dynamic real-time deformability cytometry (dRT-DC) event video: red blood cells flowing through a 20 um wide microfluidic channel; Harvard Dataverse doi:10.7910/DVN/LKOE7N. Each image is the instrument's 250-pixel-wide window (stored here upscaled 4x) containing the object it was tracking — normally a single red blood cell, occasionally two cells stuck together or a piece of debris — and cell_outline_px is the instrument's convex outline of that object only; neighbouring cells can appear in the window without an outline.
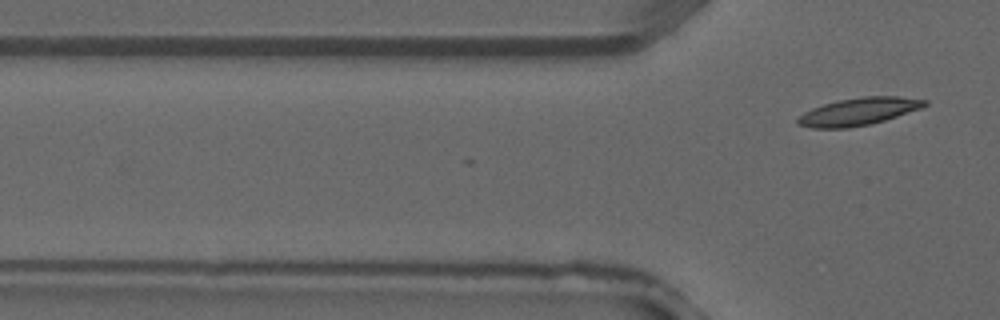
{"species": "common noctule bat (a hibernating species)", "species_latin": "Nyctalus noctula", "temperature_condition": "warm", "stored_images_in_passage": 3, "segment_of_instrument_passage": [2, 2], "camera_frame_rate_fps": 3000, "um_per_image_px": 0.085, "animal": {"sex": "male", "forearm_length_mm": 52.5}, "frame": {"image": 1, "passage_image": 3, "time_ms": 0.667, "image_size_px": [1000, 320], "cell_outline_px": [[928, 104], [920, 108], [872, 124], [848, 128], [812, 128], [796, 124], [796, 120], [804, 112], [812, 108], [824, 104], [840, 100], [864, 96], [896, 96], [928, 100]], "centroid_in_image_um": [72.96, 9.48], "position_along_channel_um": 52.8, "area_um2": 20.17}}